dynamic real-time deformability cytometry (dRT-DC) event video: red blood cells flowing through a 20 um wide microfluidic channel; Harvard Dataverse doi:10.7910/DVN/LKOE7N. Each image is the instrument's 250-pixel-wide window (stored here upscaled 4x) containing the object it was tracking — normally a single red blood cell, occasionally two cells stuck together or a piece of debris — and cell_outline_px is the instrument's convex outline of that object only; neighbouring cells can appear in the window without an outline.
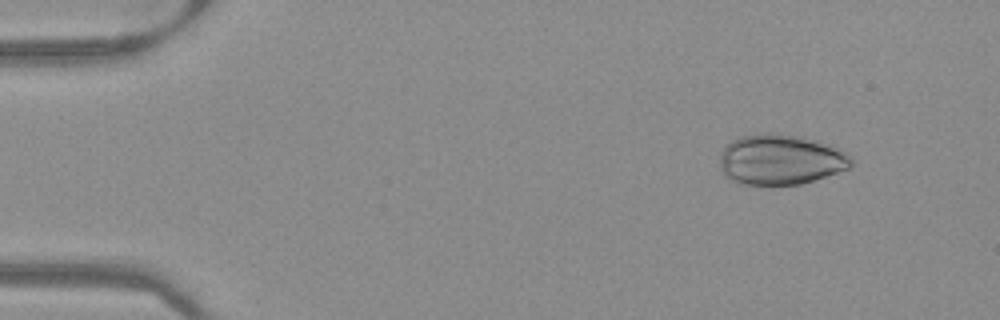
{"species": "Egyptian fruit bat (a non-hibernating species)", "species_latin": "Rousettus aegyptiacus", "temperature_condition": "warm", "stored_images_in_passage": 51, "camera_frame_rate_fps": 3000, "um_per_image_px": 0.085, "frame": {"image": 1, "passage_image": 6, "time_ms": 1.667, "image_size_px": [1000, 320], "cell_outline_px": [[852, 164], [848, 168], [800, 184], [740, 184], [724, 176], [720, 168], [720, 152], [732, 140], [740, 136], [764, 132], [768, 132], [800, 136], [816, 140], [840, 148], [852, 160]], "centroid_in_image_um": [66.3, 13.54], "position_along_channel_um": 18.7, "area_um2": 38.44}}
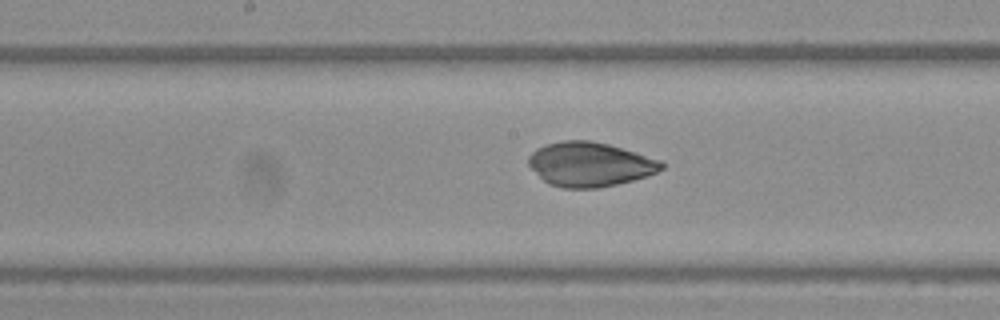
{"frame": {"image": 2, "passage_image": 27, "time_ms": 8.667, "image_size_px": [1000, 320], "cell_outline_px": [[664, 168], [648, 176], [616, 184], [596, 188], [564, 188], [548, 184], [528, 164], [528, 156], [536, 148], [548, 144], [564, 140], [592, 140], [608, 144], [636, 152], [660, 160], [664, 164]], "centroid_in_image_um": [50.14, 13.96], "position_along_channel_um": 198.1, "area_um2": 34.22}}
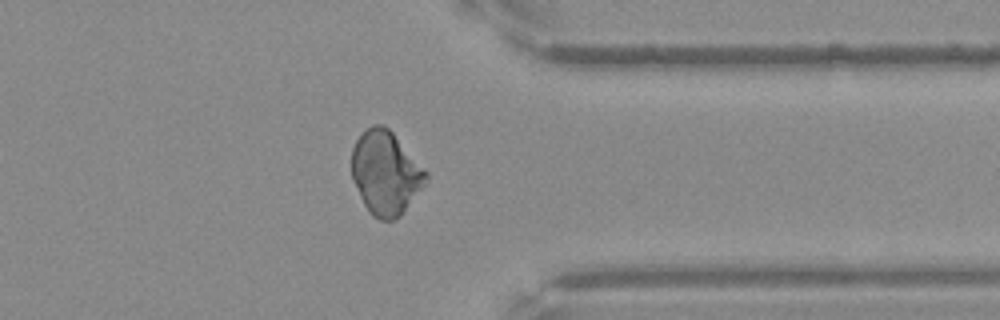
{"frame": {"image": 3, "passage_image": 41, "time_ms": 13.333, "image_size_px": [1000, 320], "cell_outline_px": [[428, 180], [400, 216], [392, 220], [380, 220], [372, 216], [368, 212], [352, 180], [352, 148], [356, 140], [364, 128], [372, 124], [384, 124], [392, 132], [428, 172]], "centroid_in_image_um": [32.76, 14.68], "position_along_channel_um": 378.6, "area_um2": 36.3}}